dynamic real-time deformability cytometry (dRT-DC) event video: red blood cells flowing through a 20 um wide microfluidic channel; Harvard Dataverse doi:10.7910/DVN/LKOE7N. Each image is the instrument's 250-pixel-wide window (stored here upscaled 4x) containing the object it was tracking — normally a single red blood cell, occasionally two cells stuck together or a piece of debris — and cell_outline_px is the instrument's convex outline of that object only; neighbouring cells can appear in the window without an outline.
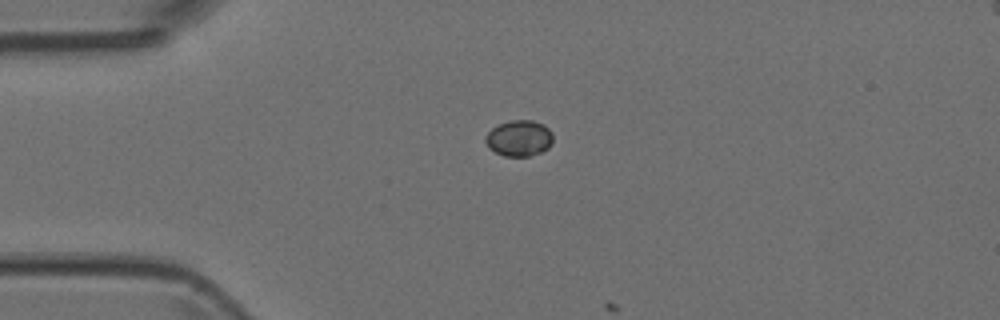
{"species": "Egyptian fruit bat (a non-hibernating species)", "species_latin": "Rousettus aegyptiacus", "temperature_condition": "room temperature", "stored_images_in_passage": 14, "camera_frame_rate_fps": 3000, "um_per_image_px": 0.085, "animal": {"sex": "female"}, "frame": {"image": 1, "passage_image": 13, "time_ms": 4.0, "image_size_px": [1000, 320], "cell_outline_px": [[552, 144], [548, 148], [540, 152], [528, 156], [504, 156], [488, 148], [484, 140], [484, 136], [496, 124], [508, 120], [532, 120], [544, 124], [552, 132]], "centroid_in_image_um": [44.1, 11.73], "position_along_channel_um": 40.9, "area_um2": 14.39}}